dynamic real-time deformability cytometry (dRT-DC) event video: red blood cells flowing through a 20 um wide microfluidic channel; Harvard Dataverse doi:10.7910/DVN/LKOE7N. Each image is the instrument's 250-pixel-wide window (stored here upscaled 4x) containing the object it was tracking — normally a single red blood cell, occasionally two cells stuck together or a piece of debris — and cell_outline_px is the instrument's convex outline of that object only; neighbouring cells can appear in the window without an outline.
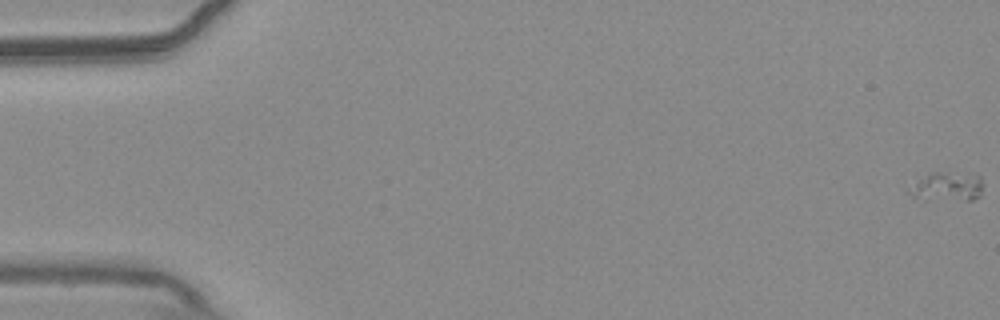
{"species": "common noctule bat (a hibernating species)", "species_latin": "Nyctalus noctula", "temperature_condition": "warm", "stored_images_in_passage": 56, "camera_frame_rate_fps": 3000, "um_per_image_px": 0.085, "animal": {"sex": "male", "body_mass_g": 20.4}, "frame": {"image": 1, "passage_image": 1, "time_ms": 0.0, "image_size_px": [1000, 320], "cell_outline_px": [[980, 196], [972, 200], [924, 200], [912, 196], [908, 192], [908, 188], [932, 172], [944, 172], [980, 176]], "centroid_in_image_um": [80.47, 15.9], "position_along_channel_um": 4.5, "area_um2": 12.2}}
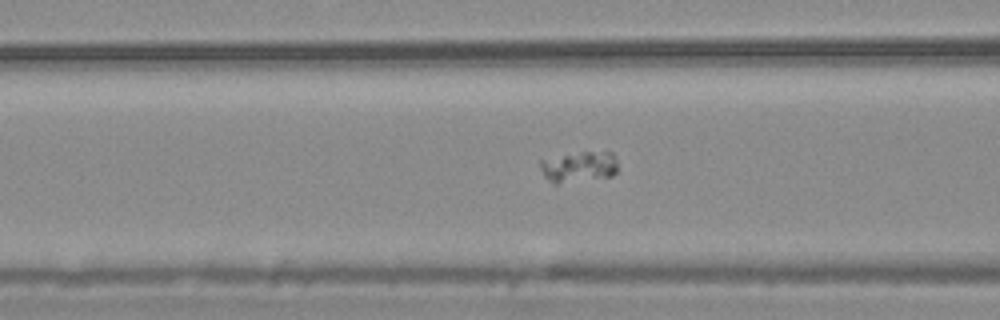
{"frame": {"image": 2, "passage_image": 23, "time_ms": 7.333, "image_size_px": [1000, 320], "cell_outline_px": [[616, 172], [612, 176], [556, 184], [552, 184], [544, 176], [540, 168], [540, 160], [580, 152], [612, 152], [616, 160]], "centroid_in_image_um": [49.18, 14.19], "position_along_channel_um": 117.4, "area_um2": 13.81}}
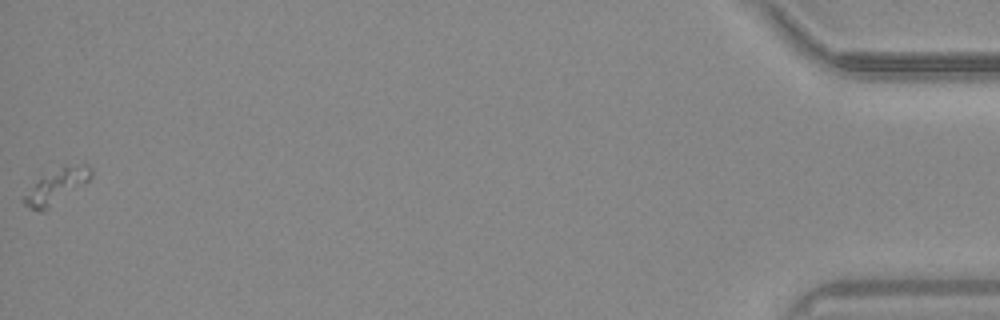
{"frame": {"image": 3, "passage_image": 56, "time_ms": 18.333, "image_size_px": [1000, 320], "cell_outline_px": [[92, 176], [84, 184], [44, 212], [40, 212], [24, 204], [20, 200], [40, 180], [64, 164], [84, 160], [92, 168]], "centroid_in_image_um": [4.9, 15.78], "position_along_channel_um": 430.3, "area_um2": 13.47}}